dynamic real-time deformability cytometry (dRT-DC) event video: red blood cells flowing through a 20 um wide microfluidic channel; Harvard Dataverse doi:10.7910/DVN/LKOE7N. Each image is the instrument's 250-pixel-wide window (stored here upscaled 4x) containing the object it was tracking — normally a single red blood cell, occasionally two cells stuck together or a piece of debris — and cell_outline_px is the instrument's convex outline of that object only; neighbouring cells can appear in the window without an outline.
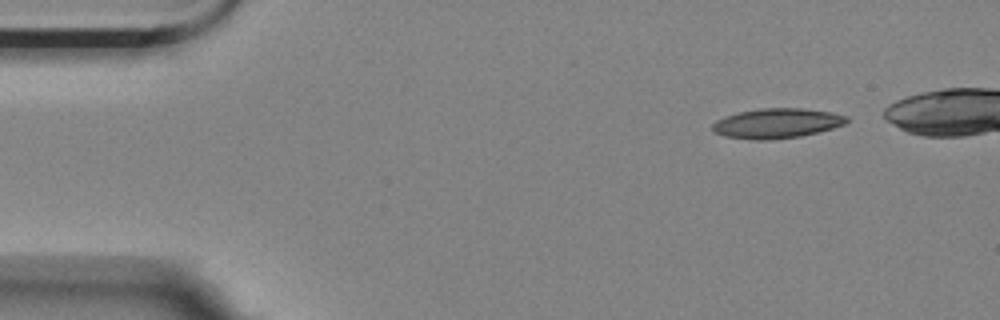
{"species": "Egyptian fruit bat (a non-hibernating species)", "species_latin": "Rousettus aegyptiacus", "temperature_condition": "room temperature", "stored_images_in_passage": 4, "camera_frame_rate_fps": 3000, "um_per_image_px": 0.085, "animal": {"sex": "female"}, "frame": {"image": 1, "passage_image": 1, "time_ms": 0.0, "image_size_px": [1000, 320], "cell_outline_px": [[848, 120], [844, 124], [832, 128], [800, 136], [768, 140], [756, 140], [724, 136], [712, 132], [712, 124], [716, 120], [724, 116], [740, 112], [760, 108], [804, 108], [832, 112], [848, 116]], "centroid_in_image_um": [66.0, 10.47], "position_along_channel_um": 19.0, "area_um2": 23.35}}